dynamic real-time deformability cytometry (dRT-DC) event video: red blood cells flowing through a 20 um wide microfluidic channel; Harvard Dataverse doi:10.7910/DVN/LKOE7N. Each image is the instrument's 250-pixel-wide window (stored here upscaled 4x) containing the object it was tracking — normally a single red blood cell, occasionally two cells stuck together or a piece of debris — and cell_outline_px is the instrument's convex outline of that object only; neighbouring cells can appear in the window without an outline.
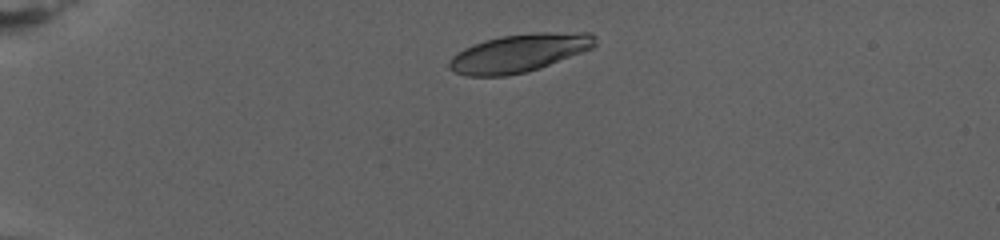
{"species": "human", "species_latin": "Homo sapiens", "temperature_condition": "warm", "stored_images_in_passage": 5, "camera_frame_rate_fps": 3000, "um_per_image_px": 0.085, "donor": {"sex": "female"}, "frame": {"image": 1, "passage_image": 1, "time_ms": 0.0, "image_size_px": [1000, 240], "cell_outline_px": [[596, 44], [592, 48], [540, 68], [528, 72], [508, 76], [468, 76], [456, 72], [448, 68], [448, 60], [456, 52], [472, 44], [484, 40], [500, 36], [536, 32], [592, 32], [596, 36]], "centroid_in_image_um": [44.12, 4.5], "position_along_channel_um": 40.9, "area_um2": 32.71}}
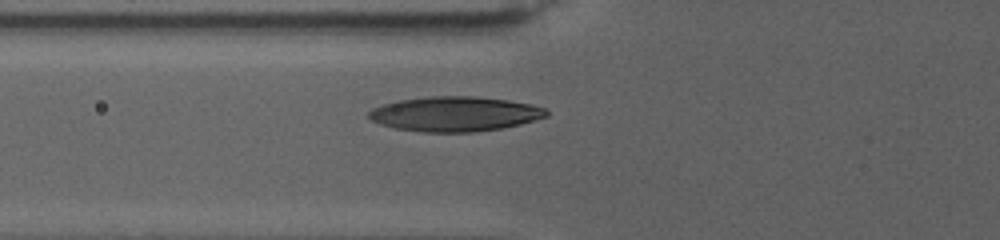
{"frame": {"image": 2, "passage_image": 5, "time_ms": 4.0, "image_size_px": [1000, 240], "cell_outline_px": [[548, 116], [520, 124], [500, 128], [472, 132], [420, 132], [396, 128], [380, 124], [372, 120], [368, 116], [368, 112], [372, 108], [384, 104], [400, 100], [432, 96], [476, 96], [508, 100], [532, 104], [544, 108], [548, 112]], "centroid_in_image_um": [38.66, 9.68], "position_along_channel_um": 87.1, "area_um2": 35.89}}